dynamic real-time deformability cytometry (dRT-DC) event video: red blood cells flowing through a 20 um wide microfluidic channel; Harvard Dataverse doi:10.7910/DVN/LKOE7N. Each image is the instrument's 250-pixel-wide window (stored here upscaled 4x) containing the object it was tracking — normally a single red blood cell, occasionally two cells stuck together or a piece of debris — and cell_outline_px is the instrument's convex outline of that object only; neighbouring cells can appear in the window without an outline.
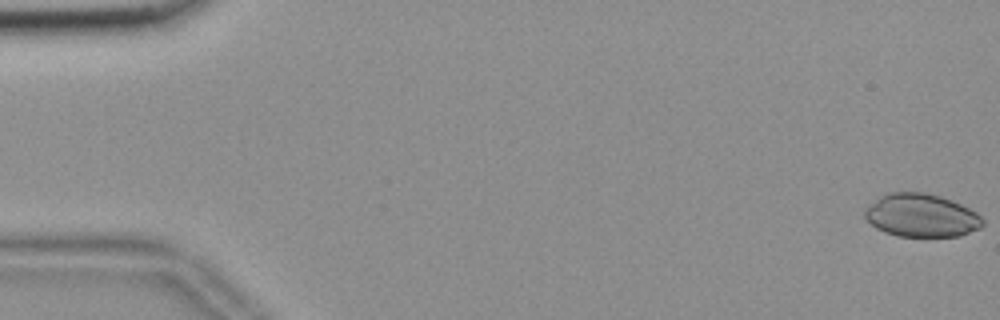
{"species": "common noctule bat (a hibernating species)", "species_latin": "Nyctalus noctula", "temperature_condition": "room temperature", "stored_images_in_passage": 14, "camera_frame_rate_fps": 3000, "um_per_image_px": 0.085, "animal": {"sex": "female", "body_mass_g": 18.4}, "frame": {"image": 1, "passage_image": 1, "time_ms": 0.0, "image_size_px": [1000, 320], "cell_outline_px": [[984, 224], [980, 228], [960, 236], [896, 236], [884, 232], [876, 228], [864, 216], [864, 208], [880, 196], [888, 192], [924, 192], [940, 196], [952, 200], [976, 212], [984, 220]], "centroid_in_image_um": [78.3, 18.31], "position_along_channel_um": 6.7, "area_um2": 29.71}}